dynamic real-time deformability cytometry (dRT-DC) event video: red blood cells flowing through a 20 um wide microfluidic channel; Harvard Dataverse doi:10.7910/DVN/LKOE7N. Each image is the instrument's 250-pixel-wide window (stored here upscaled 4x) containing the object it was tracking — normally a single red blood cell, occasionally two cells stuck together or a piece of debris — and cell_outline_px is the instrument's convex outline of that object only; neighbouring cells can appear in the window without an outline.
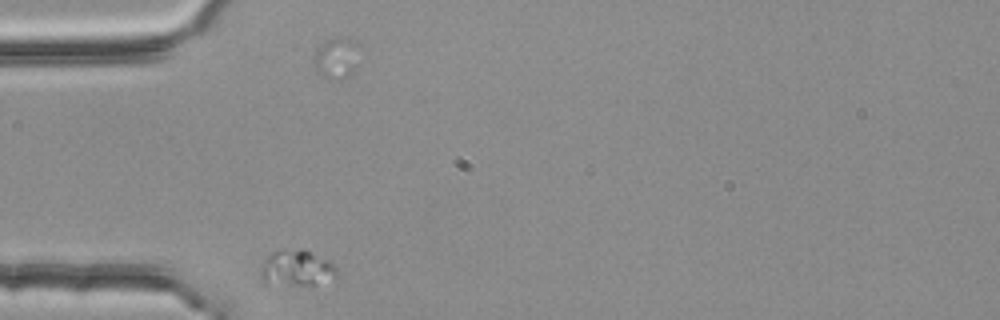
{"species": "common noctule bat (a hibernating species)", "species_latin": "Nyctalus noctula", "temperature_condition": "room temperature", "stored_images_in_passage": 32, "camera_frame_rate_fps": 3000, "um_per_image_px": 0.085, "animal": {"sex": "female", "body_mass_g": 25.1}, "frame": {"image": 1, "passage_image": 1, "time_ms": 0.0, "image_size_px": [1000, 320], "cell_outline_px": [[336, 276], [316, 284], [296, 284], [264, 280], [260, 276], [260, 268], [264, 260], [272, 252], [308, 252], [328, 260], [336, 268]], "centroid_in_image_um": [25.22, 22.8], "position_along_channel_um": 59.8, "area_um2": 14.51}}
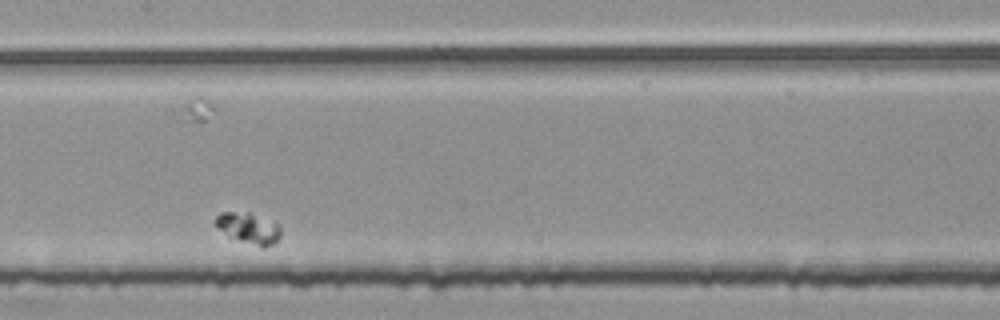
{"frame": {"image": 2, "passage_image": 14, "time_ms": 4.333, "image_size_px": [1000, 320], "cell_outline_px": [[280, 236], [272, 244], [264, 248], [260, 248], [228, 236], [216, 224], [216, 216], [220, 212], [248, 212], [280, 224]], "centroid_in_image_um": [21.16, 19.4], "position_along_channel_um": 186.2, "area_um2": 11.68}}
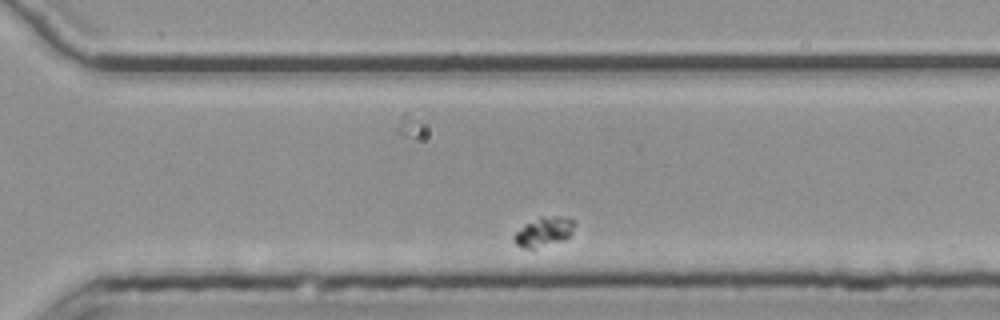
{"frame": {"image": 3, "passage_image": 27, "time_ms": 8.667, "image_size_px": [1000, 320], "cell_outline_px": [[576, 224], [572, 232], [564, 240], [532, 248], [524, 248], [516, 244], [512, 240], [512, 236], [524, 224], [540, 216], [560, 216], [572, 220]], "centroid_in_image_um": [46.2, 19.68], "position_along_channel_um": 324.4, "area_um2": 10.29}}